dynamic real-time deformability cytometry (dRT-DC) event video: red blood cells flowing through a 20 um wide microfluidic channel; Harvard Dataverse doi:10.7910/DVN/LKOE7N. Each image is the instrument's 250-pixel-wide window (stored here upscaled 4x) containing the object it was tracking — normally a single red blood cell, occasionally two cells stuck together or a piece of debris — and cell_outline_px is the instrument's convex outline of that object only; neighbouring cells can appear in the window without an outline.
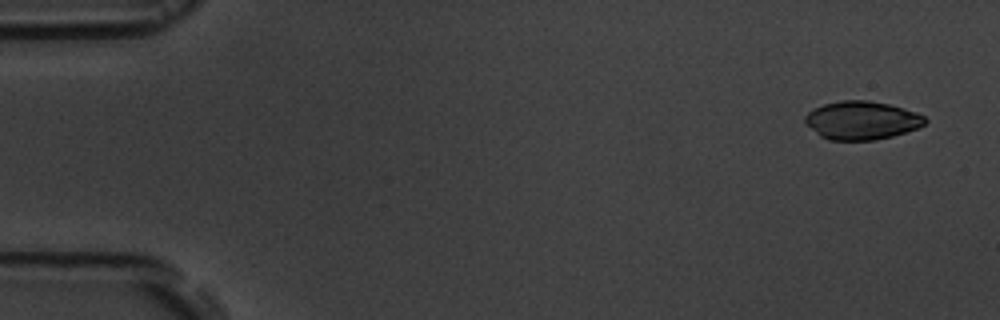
{"species": "common noctule bat (a hibernating species)", "species_latin": "Nyctalus noctula", "temperature_condition": "room temperature", "stored_images_in_passage": 5, "segment_of_instrument_passage": [1, 2], "camera_frame_rate_fps": 3000, "um_per_image_px": 0.085, "animal": {"sex": "male", "body_mass_g": 19.5, "forearm_length_mm": 54.6}, "frame": {"image": 1, "passage_image": 1, "time_ms": 0.0, "image_size_px": [1000, 320], "cell_outline_px": [[928, 120], [924, 124], [916, 128], [892, 136], [876, 140], [828, 140], [820, 136], [804, 120], [804, 116], [808, 112], [824, 104], [840, 100], [868, 100], [888, 104], [916, 112], [924, 116]], "centroid_in_image_um": [73.24, 10.23], "position_along_channel_um": 11.8, "area_um2": 26.59}}
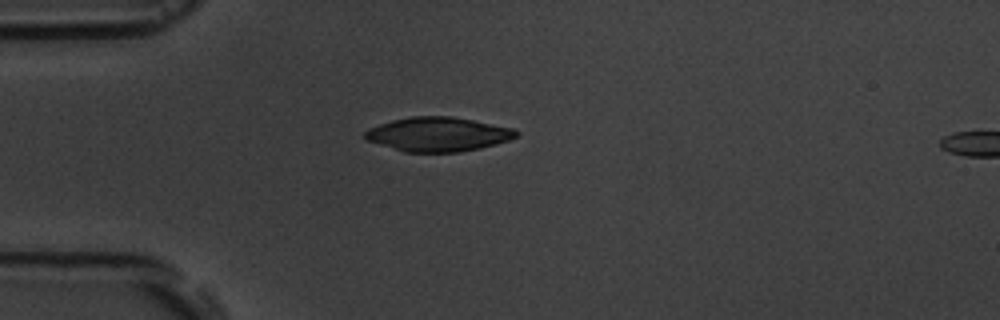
{"frame": {"image": 2, "passage_image": 4, "time_ms": 4.0, "image_size_px": [1000, 320], "cell_outline_px": [[520, 132], [516, 136], [508, 140], [496, 144], [480, 148], [460, 152], [404, 152], [364, 140], [364, 132], [368, 128], [392, 120], [412, 116], [452, 116], [516, 128]], "centroid_in_image_um": [37.23, 11.41], "position_along_channel_um": 47.8, "area_um2": 30.4}}